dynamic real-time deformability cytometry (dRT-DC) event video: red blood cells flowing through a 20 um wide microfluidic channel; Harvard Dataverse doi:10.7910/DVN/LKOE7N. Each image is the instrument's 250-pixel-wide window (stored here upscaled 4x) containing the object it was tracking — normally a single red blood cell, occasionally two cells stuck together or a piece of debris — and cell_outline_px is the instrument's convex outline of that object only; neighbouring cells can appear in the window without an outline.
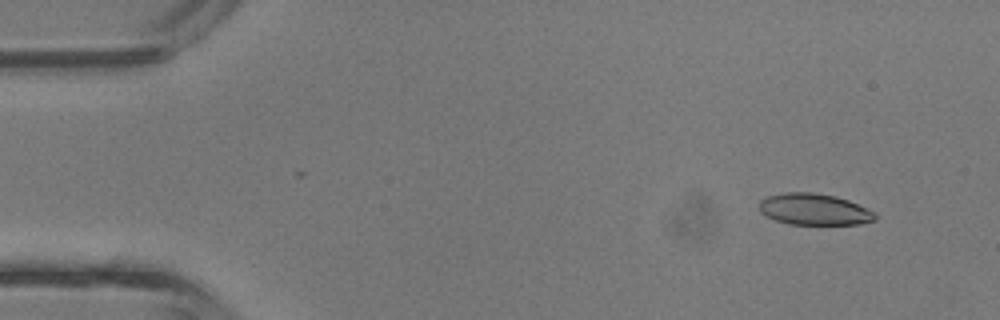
{"species": "common noctule bat (a hibernating species)", "species_latin": "Nyctalus noctula", "temperature_condition": "room temperature", "stored_images_in_passage": 43, "camera_frame_rate_fps": 3000, "um_per_image_px": 0.085, "animal": {"sex": "male", "body_mass_g": 13.3}, "frame": {"image": 1, "passage_image": 4, "time_ms": 1.0, "image_size_px": [1000, 320], "cell_outline_px": [[876, 220], [860, 224], [788, 224], [776, 220], [760, 212], [760, 200], [768, 196], [784, 192], [812, 192], [836, 196], [848, 200], [868, 208], [876, 212]], "centroid_in_image_um": [69.24, 17.79], "position_along_channel_um": 15.8, "area_um2": 21.27}}
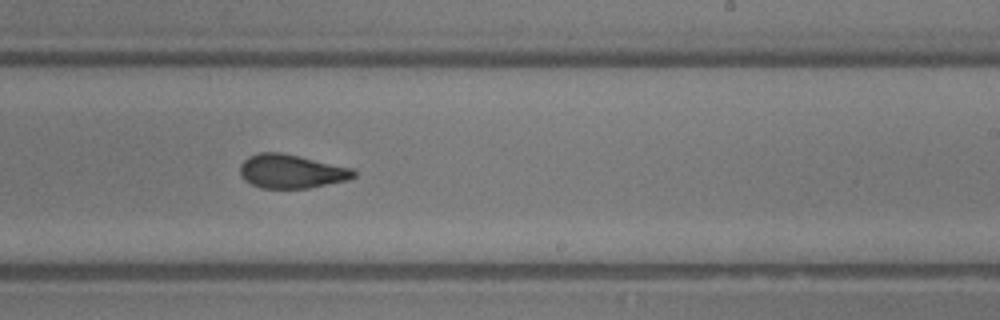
{"frame": {"image": 2, "passage_image": 26, "time_ms": 8.333, "image_size_px": [1000, 320], "cell_outline_px": [[356, 176], [348, 180], [308, 188], [260, 188], [244, 180], [240, 176], [240, 164], [248, 156], [260, 152], [280, 152], [352, 168], [356, 172]], "centroid_in_image_um": [24.74, 14.57], "position_along_channel_um": 264.3, "area_um2": 22.37}}
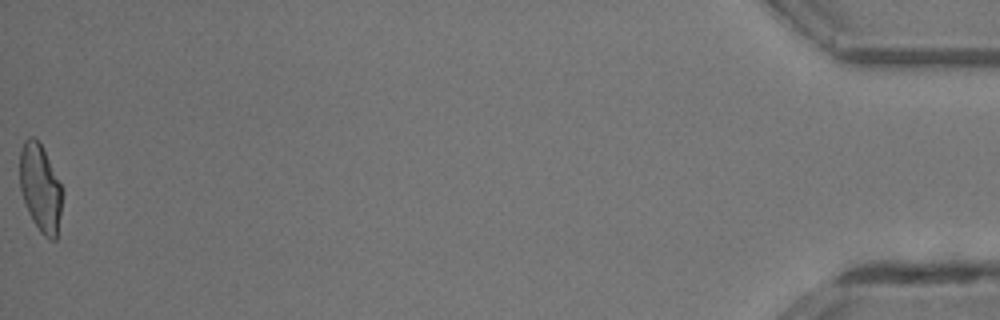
{"frame": {"image": 3, "passage_image": 43, "time_ms": 14.0, "image_size_px": [1000, 320], "cell_outline_px": [[64, 192], [56, 240], [52, 240], [44, 236], [40, 232], [32, 220], [28, 212], [20, 188], [20, 148], [24, 140], [28, 136], [32, 136], [40, 144]], "centroid_in_image_um": [3.43, 16.01], "position_along_channel_um": 431.8, "area_um2": 21.5}, "authors_computed_cell_mechanics": {"area_um2": 22.1952, "velocity_mm_per_s": 4.8207, "shape_relaxation_time_tau1_ms": 6.717, "shape_relaxation_time_tau2_ms": 1.3175, "deformation_change_tau1": 0.2133, "deformation_change_tau2": 0.0854}}